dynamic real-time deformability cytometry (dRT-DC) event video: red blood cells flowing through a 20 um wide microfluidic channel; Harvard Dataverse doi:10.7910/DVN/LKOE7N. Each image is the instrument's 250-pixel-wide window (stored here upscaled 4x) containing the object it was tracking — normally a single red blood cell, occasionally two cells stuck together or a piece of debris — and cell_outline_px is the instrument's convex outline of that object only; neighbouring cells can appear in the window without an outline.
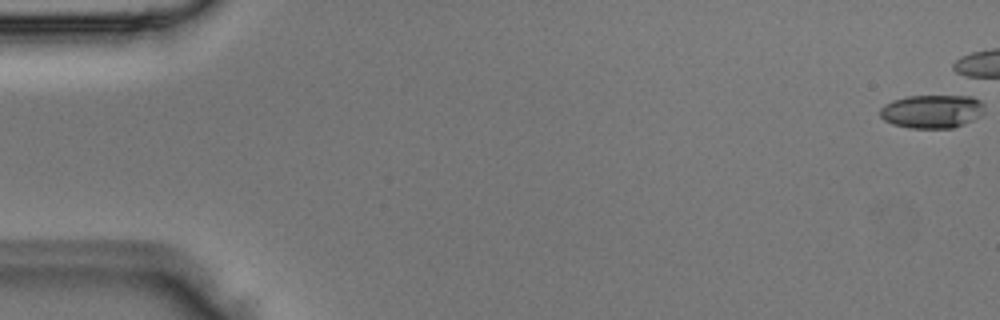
{"species": "Egyptian fruit bat (a non-hibernating species)", "species_latin": "Rousettus aegyptiacus", "temperature_condition": "room temperature", "stored_images_in_passage": 4, "camera_frame_rate_fps": 3000, "um_per_image_px": 0.085, "animal": {"sex": "male"}, "frame": {"image": 1, "passage_image": 1, "time_ms": 0.0, "image_size_px": [1000, 320], "cell_outline_px": [[984, 112], [980, 116], [964, 124], [952, 128], [908, 128], [892, 124], [884, 120], [880, 116], [880, 108], [884, 104], [892, 100], [908, 96], [964, 92], [980, 100], [984, 104]], "centroid_in_image_um": [79.27, 9.4], "position_along_channel_um": 5.7, "area_um2": 21.44}}